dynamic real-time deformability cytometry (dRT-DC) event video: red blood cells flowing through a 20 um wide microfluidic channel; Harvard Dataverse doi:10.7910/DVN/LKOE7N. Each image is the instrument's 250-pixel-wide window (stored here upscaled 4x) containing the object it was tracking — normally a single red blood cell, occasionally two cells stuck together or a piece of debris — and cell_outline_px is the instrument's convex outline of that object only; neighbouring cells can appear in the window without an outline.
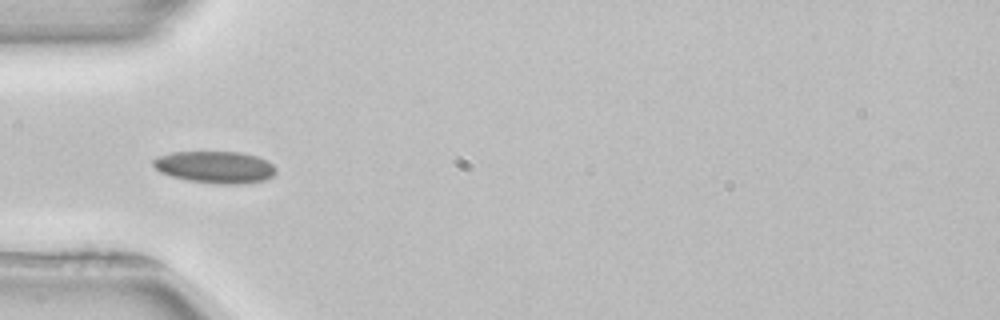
{"species": "common noctule bat (a hibernating species)", "species_latin": "Nyctalus noctula", "temperature_condition": "room temperature", "stored_images_in_passage": 19, "camera_frame_rate_fps": 3000, "um_per_image_px": 0.085, "animal": {"sex": "female", "body_mass_g": 22.7, "forearm_length_mm": 54.2}, "frame": {"image": 1, "passage_image": 4, "time_ms": 1.0, "image_size_px": [1000, 320], "cell_outline_px": [[276, 172], [272, 176], [264, 180], [240, 184], [220, 184], [188, 180], [172, 176], [160, 172], [152, 164], [152, 160], [156, 156], [172, 152], [240, 152], [256, 156], [268, 160], [276, 168]], "centroid_in_image_um": [18.28, 14.2], "position_along_channel_um": 66.7, "area_um2": 22.89}}